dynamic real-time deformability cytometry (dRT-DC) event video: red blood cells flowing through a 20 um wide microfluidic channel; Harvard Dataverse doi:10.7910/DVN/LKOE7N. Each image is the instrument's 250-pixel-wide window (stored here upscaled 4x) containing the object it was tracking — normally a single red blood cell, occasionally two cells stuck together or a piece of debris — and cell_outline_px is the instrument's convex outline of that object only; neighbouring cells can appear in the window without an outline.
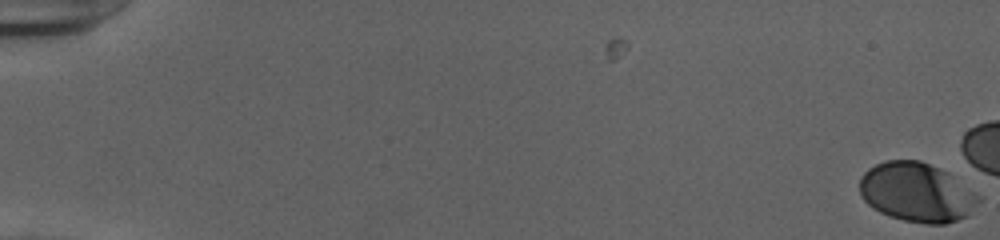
{"species": "human", "species_latin": "Homo sapiens", "temperature_condition": "cold", "stored_images_in_passage": 6, "camera_frame_rate_fps": 3000, "um_per_image_px": 0.085, "donor": {"sex": "female"}, "frame": {"image": 1, "passage_image": 6, "time_ms": 1.667, "image_size_px": [1000, 240], "cell_outline_px": [[980, 200], [968, 216], [944, 224], [928, 224], [904, 220], [888, 216], [872, 208], [864, 200], [860, 192], [860, 176], [868, 168], [884, 160], [920, 160], [940, 168], [948, 172], [980, 196]], "centroid_in_image_um": [77.91, 16.34], "position_along_channel_um": 7.1, "area_um2": 41.15}}